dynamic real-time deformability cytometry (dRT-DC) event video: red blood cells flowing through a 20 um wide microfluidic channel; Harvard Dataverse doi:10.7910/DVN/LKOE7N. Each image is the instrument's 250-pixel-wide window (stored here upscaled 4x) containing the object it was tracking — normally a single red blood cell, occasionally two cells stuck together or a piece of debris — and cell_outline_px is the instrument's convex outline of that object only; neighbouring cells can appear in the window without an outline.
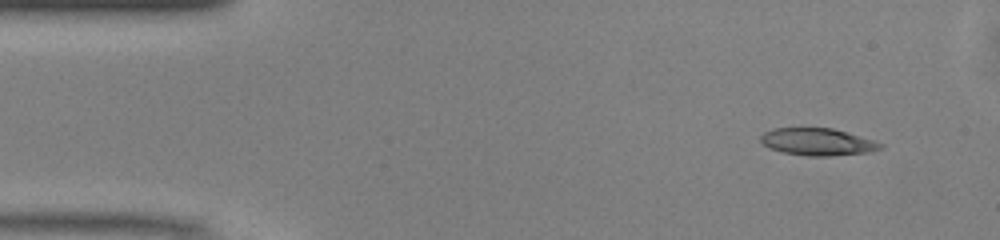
{"species": "common noctule bat (a hibernating species)", "species_latin": "Nyctalus noctula", "temperature_condition": "warm", "stored_images_in_passage": 48, "camera_frame_rate_fps": 3000, "um_per_image_px": 0.085, "animal": {"sex": "male", "body_mass_g": 13.0, "forearm_length_mm": 53.1}, "frame": {"image": 1, "passage_image": 3, "time_ms": 0.667, "image_size_px": [1000, 240], "cell_outline_px": [[884, 144], [880, 148], [868, 152], [832, 156], [808, 156], [784, 152], [768, 148], [760, 140], [760, 136], [764, 132], [772, 128], [832, 128], [872, 140]], "centroid_in_image_um": [69.44, 12.06], "position_along_channel_um": 15.6, "area_um2": 18.79}}
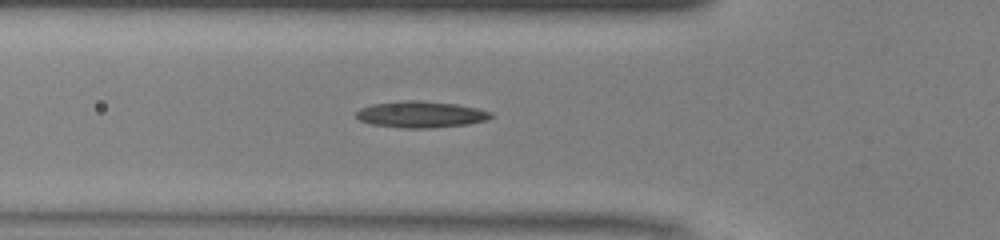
{"frame": {"image": 2, "passage_image": 15, "time_ms": 4.667, "image_size_px": [1000, 240], "cell_outline_px": [[496, 116], [488, 120], [468, 124], [428, 128], [400, 128], [372, 124], [360, 120], [356, 116], [356, 112], [360, 108], [372, 104], [400, 100], [420, 100], [456, 104], [476, 108], [492, 112]], "centroid_in_image_um": [35.79, 9.72], "position_along_channel_um": 90.0, "area_um2": 20.92}}
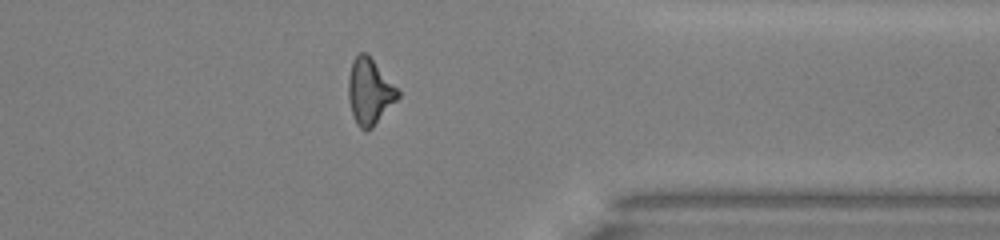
{"frame": {"image": 3, "passage_image": 37, "time_ms": 12.0, "image_size_px": [1000, 240], "cell_outline_px": [[400, 96], [372, 128], [368, 132], [364, 132], [356, 124], [352, 112], [348, 96], [348, 76], [352, 60], [360, 52], [364, 52], [372, 60], [400, 92]], "centroid_in_image_um": [31.39, 7.83], "position_along_channel_um": 380.0, "area_um2": 18.73}, "authors_computed_cell_mechanics": {"area_um2": 19.1318, "velocity_mm_per_s": 4.143, "shape_relaxation_time_tau1_ms": 9.8718, "shape_relaxation_time_tau2_ms": 5.6527, "deformation_change_tau1": 0.2564, "deformation_change_tau2": 0.1935}}